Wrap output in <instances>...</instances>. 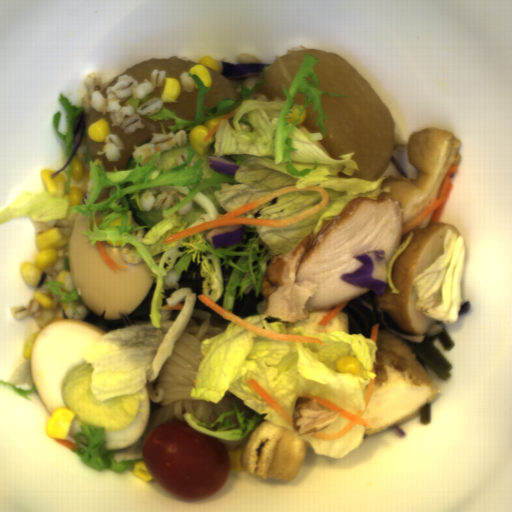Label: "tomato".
<instances>
[{
  "mask_svg": "<svg viewBox=\"0 0 512 512\" xmlns=\"http://www.w3.org/2000/svg\"><path fill=\"white\" fill-rule=\"evenodd\" d=\"M142 458L162 486L189 500L222 488L231 471L224 443L196 432L186 422H171L149 432Z\"/></svg>",
  "mask_w": 512,
  "mask_h": 512,
  "instance_id": "obj_1",
  "label": "tomato"
}]
</instances>
